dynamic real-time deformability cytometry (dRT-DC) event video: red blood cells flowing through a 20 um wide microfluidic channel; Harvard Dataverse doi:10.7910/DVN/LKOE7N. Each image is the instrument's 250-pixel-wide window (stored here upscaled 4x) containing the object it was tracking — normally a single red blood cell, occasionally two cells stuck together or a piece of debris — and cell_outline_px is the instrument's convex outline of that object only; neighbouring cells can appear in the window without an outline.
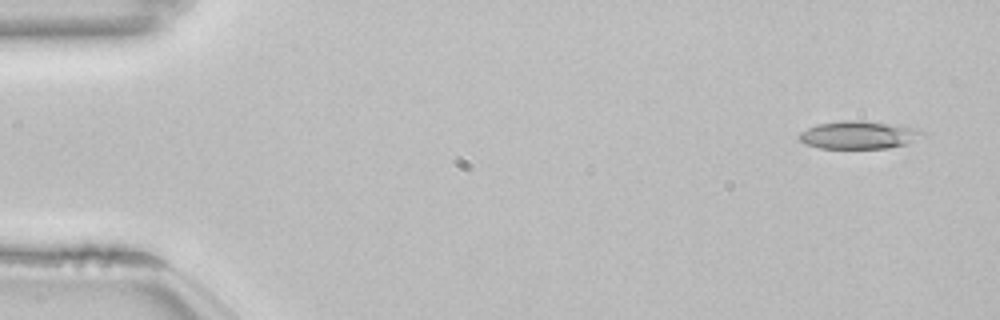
{"species": "common noctule bat (a hibernating species)", "species_latin": "Nyctalus noctula", "temperature_condition": "room temperature", "stored_images_in_passage": 51, "camera_frame_rate_fps": 3000, "um_per_image_px": 0.085, "animal": {"sex": "female", "body_mass_g": 22.7, "forearm_length_mm": 54.2}, "frame": {"image": 1, "passage_image": 1, "time_ms": 0.0, "image_size_px": [1000, 320], "cell_outline_px": [[928, 136], [908, 144], [888, 148], [820, 148], [804, 144], [796, 136], [800, 132], [816, 124], [844, 120], [864, 120], [920, 128], [928, 132]], "centroid_in_image_um": [73.09, 11.46], "position_along_channel_um": 11.9, "area_um2": 20.63}}
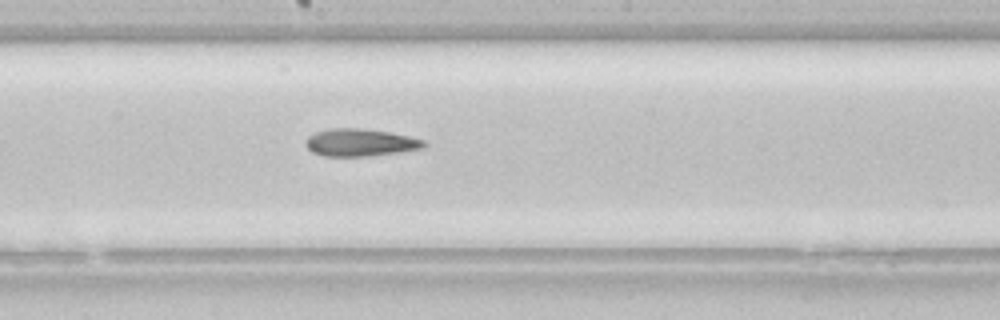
{"frame": {"image": 2, "passage_image": 27, "time_ms": 8.667, "image_size_px": [1000, 320], "cell_outline_px": [[428, 144], [424, 148], [396, 152], [364, 156], [324, 156], [312, 152], [304, 144], [308, 136], [316, 132], [328, 128], [364, 128], [388, 132], [408, 136], [424, 140]], "centroid_in_image_um": [30.59, 12.1], "position_along_channel_um": 217.6, "area_um2": 18.84}}
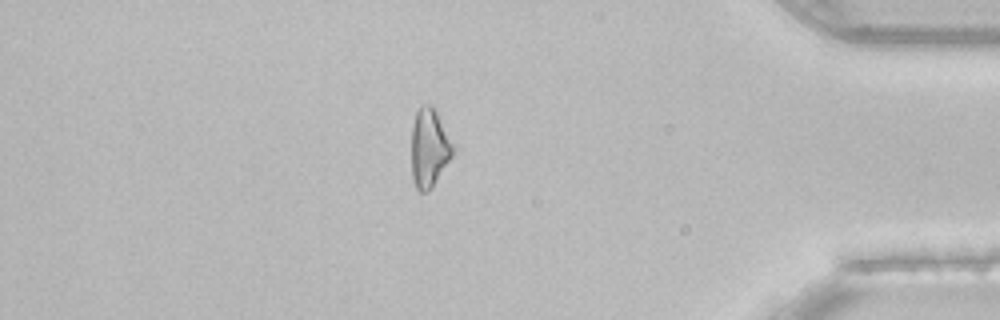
{"frame": {"image": 3, "passage_image": 44, "time_ms": 14.333, "image_size_px": [1000, 320], "cell_outline_px": [[456, 152], [432, 188], [428, 192], [420, 192], [416, 188], [412, 176], [412, 124], [416, 112], [424, 104], [432, 104], [456, 144]], "centroid_in_image_um": [36.54, 12.57], "position_along_channel_um": 398.7, "area_um2": 19.65}, "authors_computed_cell_mechanics": {"area_um2": 19.652, "velocity_mm_per_s": 3.8553, "shape_relaxation_time_tau1_ms": 8.2414, "shape_relaxation_time_tau2_ms": null, "deformation_change_tau1": 0.1828, "deformation_change_tau2": null}}